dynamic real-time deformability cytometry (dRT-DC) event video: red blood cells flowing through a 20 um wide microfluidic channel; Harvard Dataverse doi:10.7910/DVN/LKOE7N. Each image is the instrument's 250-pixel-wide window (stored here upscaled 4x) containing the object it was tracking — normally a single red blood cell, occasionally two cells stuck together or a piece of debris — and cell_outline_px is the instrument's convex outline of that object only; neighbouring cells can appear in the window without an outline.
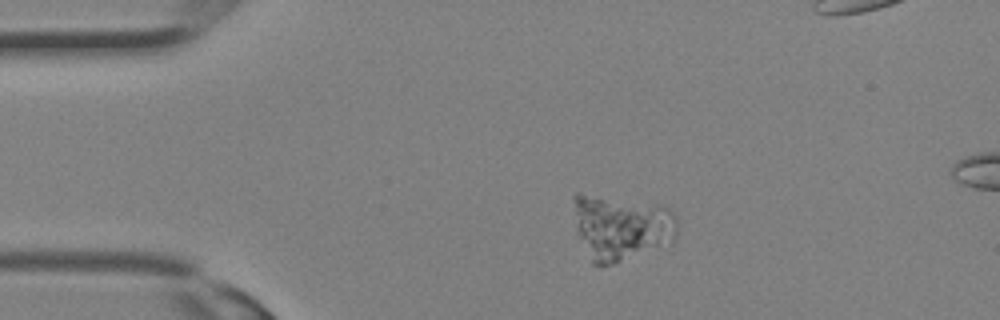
{"species": "Egyptian fruit bat (a non-hibernating species)", "species_latin": "Rousettus aegyptiacus", "temperature_condition": "room temperature", "stored_images_in_passage": 19, "camera_frame_rate_fps": 3000, "um_per_image_px": 0.085, "animal": {"sex": "female"}, "frame": {"image": 1, "passage_image": 4, "time_ms": 1.0, "image_size_px": [1000, 320], "cell_outline_px": [[676, 236], [672, 240], [616, 264], [592, 264], [576, 228], [572, 200], [572, 196], [576, 192], [580, 192], [660, 204], [668, 208], [672, 212], [676, 220]], "centroid_in_image_um": [52.74, 19.27], "position_along_channel_um": 32.3, "area_um2": 39.42}}